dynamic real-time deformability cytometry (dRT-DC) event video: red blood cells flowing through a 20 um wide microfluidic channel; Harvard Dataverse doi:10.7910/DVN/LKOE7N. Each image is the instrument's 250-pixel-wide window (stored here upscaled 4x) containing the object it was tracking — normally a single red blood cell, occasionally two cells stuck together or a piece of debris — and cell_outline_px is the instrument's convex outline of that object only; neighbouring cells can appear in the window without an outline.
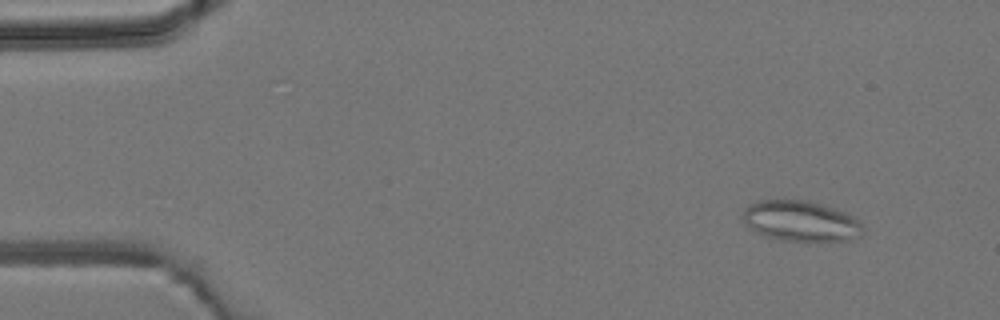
{"species": "common noctule bat (a hibernating species)", "species_latin": "Nyctalus noctula", "temperature_condition": "room temperature", "stored_images_in_passage": 4, "camera_frame_rate_fps": 3000, "um_per_image_px": 0.085, "animal": {"sex": "male", "body_mass_g": 19.2, "forearm_length_mm": 51.8}, "frame": {"image": 1, "passage_image": 1, "time_ms": 0.0, "image_size_px": [1000, 320], "cell_outline_px": [[864, 232], [860, 236], [848, 240], [780, 240], [764, 236], [748, 228], [744, 224], [744, 208], [748, 204], [760, 200], [808, 200], [844, 212], [852, 216], [864, 228]], "centroid_in_image_um": [68.02, 18.78], "position_along_channel_um": 17.0, "area_um2": 28.15}}